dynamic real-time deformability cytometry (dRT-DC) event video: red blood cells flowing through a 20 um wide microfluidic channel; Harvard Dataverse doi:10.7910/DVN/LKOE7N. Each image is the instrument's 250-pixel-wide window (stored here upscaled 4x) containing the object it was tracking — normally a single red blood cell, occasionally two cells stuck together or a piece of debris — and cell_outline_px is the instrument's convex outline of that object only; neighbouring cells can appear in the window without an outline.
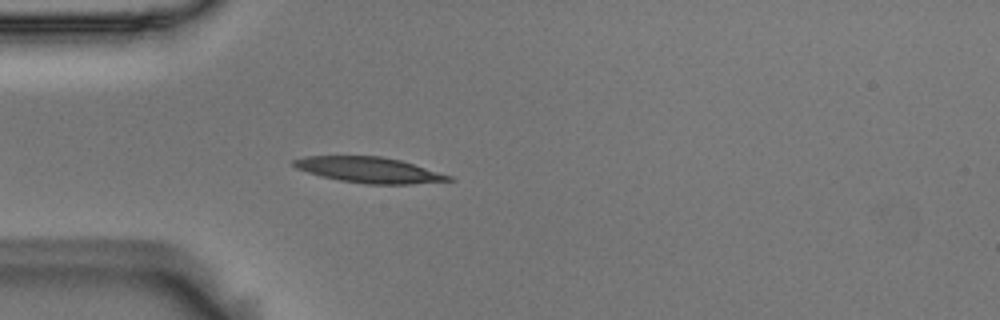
{"species": "Egyptian fruit bat (a non-hibernating species)", "species_latin": "Rousettus aegyptiacus", "temperature_condition": "room temperature", "stored_images_in_passage": 4, "camera_frame_rate_fps": 3000, "um_per_image_px": 0.085, "animal": {"sex": "male"}, "frame": {"image": 1, "passage_image": 4, "time_ms": 1.0, "image_size_px": [1000, 320], "cell_outline_px": [[456, 180], [408, 184], [364, 184], [340, 180], [320, 176], [296, 168], [292, 164], [292, 160], [304, 156], [380, 156], [400, 160], [452, 176]], "centroid_in_image_um": [31.35, 14.44], "position_along_channel_um": 53.6, "area_um2": 23.06}}